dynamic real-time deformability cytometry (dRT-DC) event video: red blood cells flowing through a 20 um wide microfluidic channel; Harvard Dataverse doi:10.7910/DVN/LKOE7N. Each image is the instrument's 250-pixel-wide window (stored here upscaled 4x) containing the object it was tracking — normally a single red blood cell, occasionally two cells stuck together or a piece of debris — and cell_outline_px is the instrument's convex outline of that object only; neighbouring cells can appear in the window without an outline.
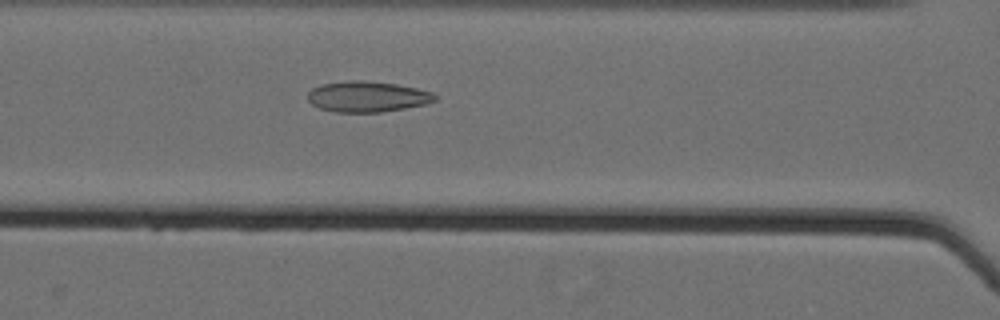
{"species": "Egyptian fruit bat (a non-hibernating species)", "species_latin": "Rousettus aegyptiacus", "temperature_condition": "cold", "stored_images_in_passage": 42, "camera_frame_rate_fps": 3000, "um_per_image_px": 0.085, "animal": {"sex": "female"}, "frame": {"image": 1, "passage_image": 12, "time_ms": 3.667, "image_size_px": [1000, 320], "cell_outline_px": [[436, 100], [428, 104], [380, 112], [336, 112], [320, 108], [312, 104], [308, 100], [308, 92], [312, 88], [320, 84], [344, 80], [364, 80], [396, 84], [416, 88], [432, 92], [436, 96]], "centroid_in_image_um": [31.21, 8.2], "position_along_channel_um": 135.4, "area_um2": 22.89}}
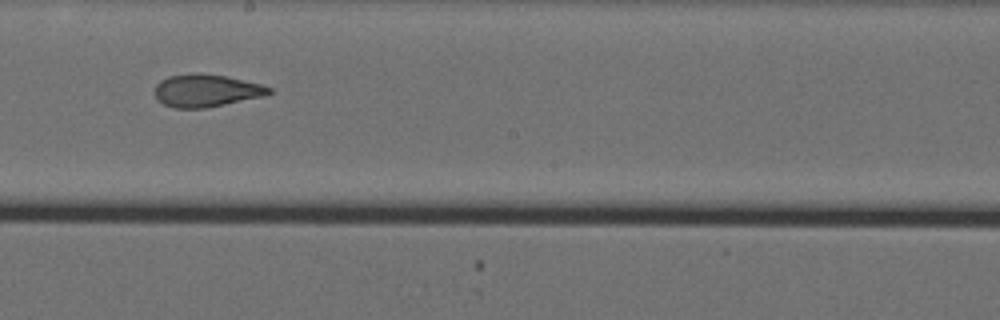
{"frame": {"image": 2, "passage_image": 20, "time_ms": 6.333, "image_size_px": [1000, 320], "cell_outline_px": [[272, 92], [264, 96], [204, 108], [172, 108], [156, 100], [156, 84], [160, 80], [168, 76], [224, 76], [260, 84], [272, 88]], "centroid_in_image_um": [17.52, 7.75], "position_along_channel_um": 230.7, "area_um2": 20.75}}
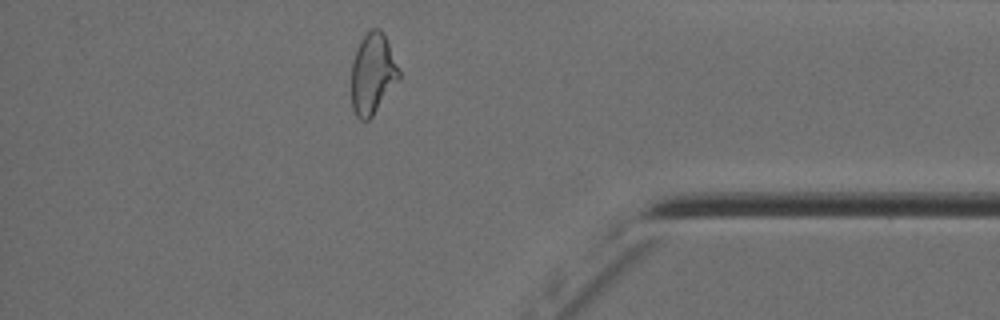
{"frame": {"image": 3, "passage_image": 36, "time_ms": 11.667, "image_size_px": [1000, 320], "cell_outline_px": [[400, 76], [372, 116], [368, 120], [360, 120], [356, 116], [352, 108], [352, 60], [360, 40], [372, 28], [380, 28], [388, 44], [400, 72]], "centroid_in_image_um": [31.64, 6.27], "position_along_channel_um": 403.6, "area_um2": 21.85}, "authors_computed_cell_mechanics": {"area_um2": 22.4264, "velocity_mm_per_s": 3.579, "shape_relaxation_time_tau1_ms": null, "shape_relaxation_time_tau2_ms": 1.652, "deformation_change_tau1": null, "deformation_change_tau2": 0.0902}}